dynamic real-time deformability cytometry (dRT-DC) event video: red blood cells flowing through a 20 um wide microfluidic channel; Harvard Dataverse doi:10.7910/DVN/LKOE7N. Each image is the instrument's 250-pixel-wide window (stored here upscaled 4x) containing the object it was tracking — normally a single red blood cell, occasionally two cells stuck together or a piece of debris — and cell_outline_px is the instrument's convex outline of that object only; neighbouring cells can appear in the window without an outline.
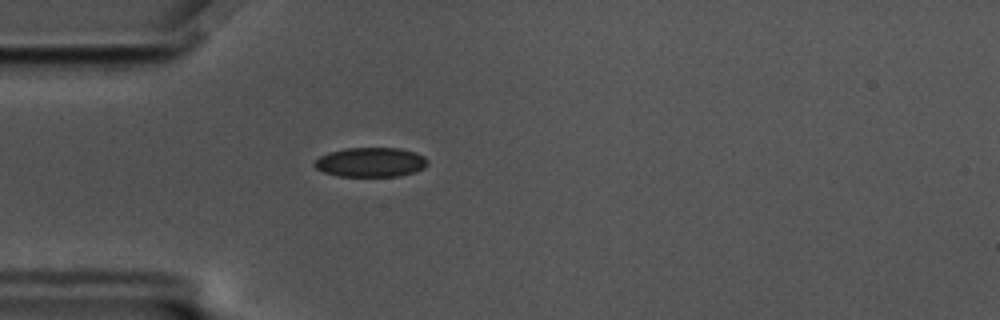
{"species": "common noctule bat (a hibernating species)", "species_latin": "Nyctalus noctula", "temperature_condition": "cold", "stored_images_in_passage": 57, "camera_frame_rate_fps": 3000, "um_per_image_px": 0.085, "animal": {"sex": "male", "body_mass_g": 17.5, "forearm_length_mm": 52.3}, "frame": {"image": 1, "passage_image": 16, "time_ms": 5.0, "image_size_px": [1000, 320], "cell_outline_px": [[428, 164], [424, 168], [400, 176], [340, 176], [324, 172], [316, 168], [312, 164], [320, 156], [328, 152], [344, 148], [400, 148], [416, 152], [424, 156], [428, 160]], "centroid_in_image_um": [31.51, 13.78], "position_along_channel_um": 53.5, "area_um2": 19.48}}
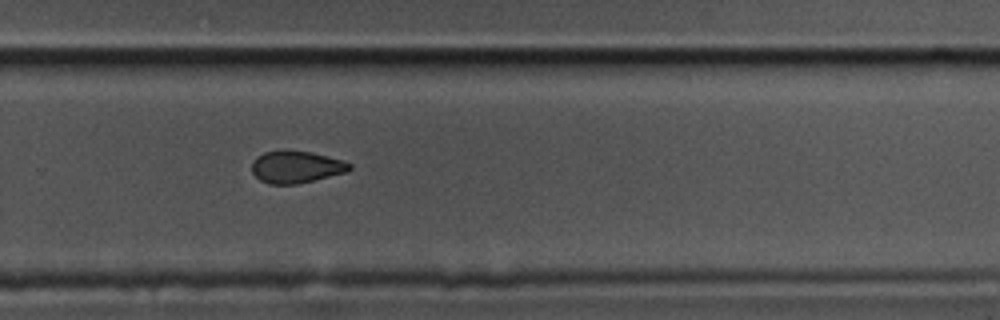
{"frame": {"image": 2, "passage_image": 38, "time_ms": 12.333, "image_size_px": [1000, 320], "cell_outline_px": [[352, 168], [348, 172], [296, 184], [268, 184], [260, 180], [252, 172], [252, 160], [256, 156], [264, 152], [284, 148], [312, 152], [344, 160], [352, 164]], "centroid_in_image_um": [25.17, 14.16], "position_along_channel_um": 304.6, "area_um2": 18.79}}
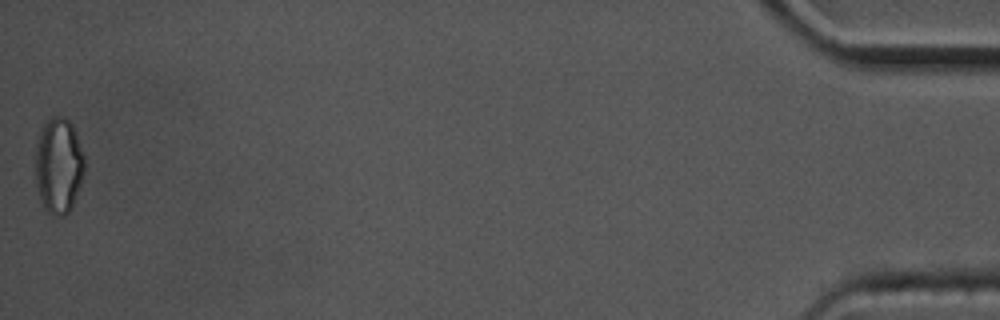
{"frame": {"image": 3, "passage_image": 57, "time_ms": 18.667, "image_size_px": [1000, 320], "cell_outline_px": [[84, 172], [80, 184], [72, 204], [68, 212], [64, 216], [52, 216], [44, 208], [40, 200], [36, 184], [36, 144], [40, 128], [52, 116], [64, 116], [72, 124], [76, 132], [84, 156]], "centroid_in_image_um": [4.97, 14.05], "position_along_channel_um": 430.2, "area_um2": 27.46}, "authors_computed_cell_mechanics": {"area_um2": 19.5364, "velocity_mm_per_s": 3.5139, "shape_relaxation_time_tau1_ms": 5.2051, "shape_relaxation_time_tau2_ms": null, "deformation_change_tau1": 0.1086, "deformation_change_tau2": null}}